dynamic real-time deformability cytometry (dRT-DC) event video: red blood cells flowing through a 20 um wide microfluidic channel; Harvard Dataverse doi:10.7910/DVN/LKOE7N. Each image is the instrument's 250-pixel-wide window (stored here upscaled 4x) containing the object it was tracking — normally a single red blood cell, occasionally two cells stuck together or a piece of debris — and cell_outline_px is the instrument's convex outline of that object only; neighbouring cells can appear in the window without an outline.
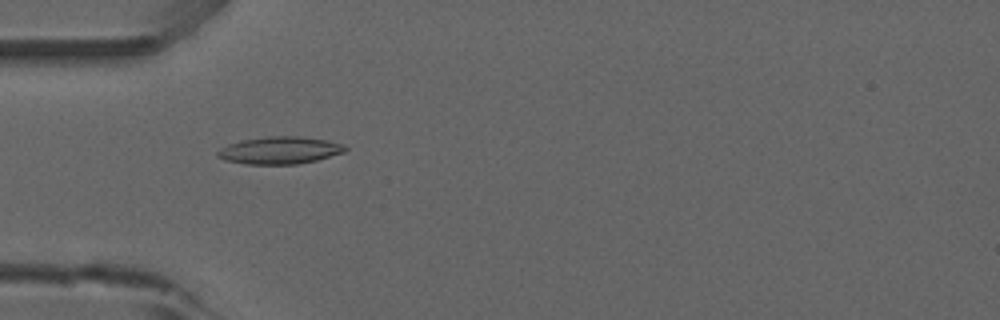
{"species": "common noctule bat (a hibernating species)", "species_latin": "Nyctalus noctula", "temperature_condition": "room temperature", "stored_images_in_passage": 52, "camera_frame_rate_fps": 3000, "um_per_image_px": 0.085, "animal": {"sex": "male", "forearm_length_mm": 52.5}, "frame": {"image": 1, "passage_image": 16, "time_ms": 5.0, "image_size_px": [1000, 320], "cell_outline_px": [[348, 148], [344, 152], [316, 160], [296, 164], [244, 164], [224, 160], [216, 156], [216, 152], [220, 148], [228, 144], [240, 140], [268, 136], [300, 136], [328, 140], [344, 144]], "centroid_in_image_um": [23.75, 12.77], "position_along_channel_um": 61.2, "area_um2": 20.46}}
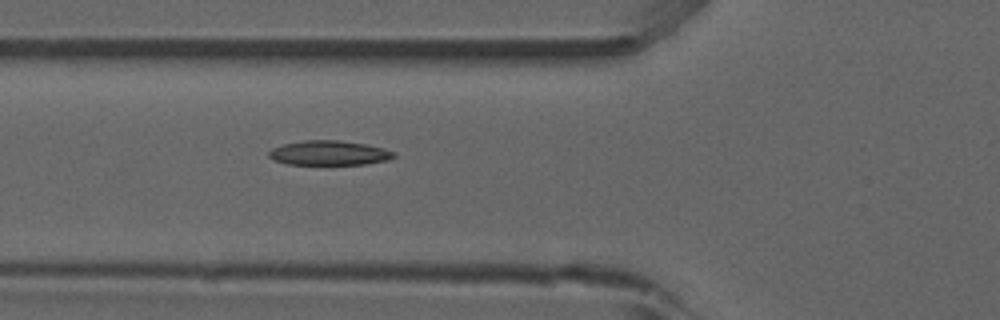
{"frame": {"image": 2, "passage_image": 19, "time_ms": 6.0, "image_size_px": [1000, 320], "cell_outline_px": [[396, 156], [388, 160], [364, 164], [288, 164], [276, 160], [268, 156], [268, 152], [272, 148], [284, 144], [304, 140], [340, 140], [364, 144], [384, 148], [396, 152]], "centroid_in_image_um": [28.0, 12.99], "position_along_channel_um": 97.8, "area_um2": 17.8}}
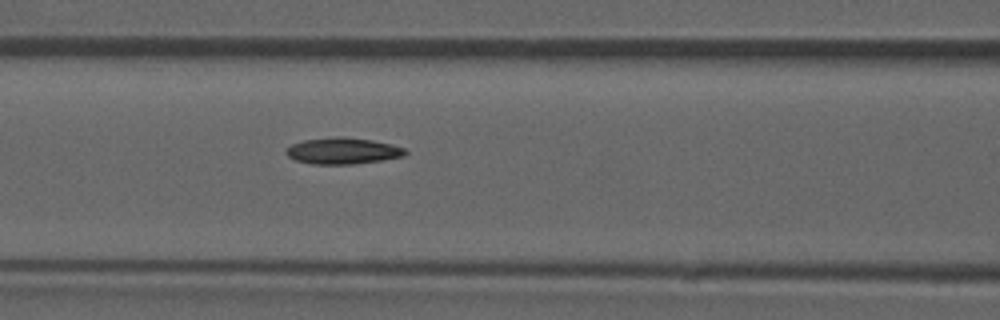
{"frame": {"image": 3, "passage_image": 22, "time_ms": 7.0, "image_size_px": [1000, 320], "cell_outline_px": [[408, 152], [404, 156], [380, 160], [352, 164], [312, 164], [296, 160], [288, 156], [284, 152], [284, 148], [292, 144], [304, 140], [336, 136], [340, 136], [372, 140], [392, 144], [404, 148]], "centroid_in_image_um": [29.11, 12.82], "position_along_channel_um": 137.5, "area_um2": 18.32}}